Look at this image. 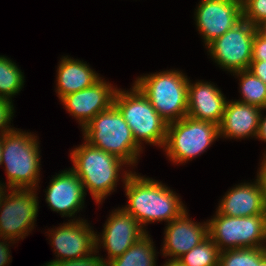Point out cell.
Masks as SVG:
<instances>
[{"label": "cell", "instance_id": "cell-9", "mask_svg": "<svg viewBox=\"0 0 266 266\" xmlns=\"http://www.w3.org/2000/svg\"><path fill=\"white\" fill-rule=\"evenodd\" d=\"M8 190L0 205V237L17 242L35 228L39 197L36 189Z\"/></svg>", "mask_w": 266, "mask_h": 266}, {"label": "cell", "instance_id": "cell-10", "mask_svg": "<svg viewBox=\"0 0 266 266\" xmlns=\"http://www.w3.org/2000/svg\"><path fill=\"white\" fill-rule=\"evenodd\" d=\"M255 34V26L242 19L206 46L208 55L224 71L234 73L248 69Z\"/></svg>", "mask_w": 266, "mask_h": 266}, {"label": "cell", "instance_id": "cell-21", "mask_svg": "<svg viewBox=\"0 0 266 266\" xmlns=\"http://www.w3.org/2000/svg\"><path fill=\"white\" fill-rule=\"evenodd\" d=\"M148 232L127 249L121 256L106 263V266H156V249Z\"/></svg>", "mask_w": 266, "mask_h": 266}, {"label": "cell", "instance_id": "cell-16", "mask_svg": "<svg viewBox=\"0 0 266 266\" xmlns=\"http://www.w3.org/2000/svg\"><path fill=\"white\" fill-rule=\"evenodd\" d=\"M185 210L179 217L167 223L164 230L163 257L178 260L182 255L199 245L208 235V220L204 223L194 222Z\"/></svg>", "mask_w": 266, "mask_h": 266}, {"label": "cell", "instance_id": "cell-31", "mask_svg": "<svg viewBox=\"0 0 266 266\" xmlns=\"http://www.w3.org/2000/svg\"><path fill=\"white\" fill-rule=\"evenodd\" d=\"M262 155L263 160L261 159L262 162L260 163V167L258 168L259 171L257 173L256 179L261 186L264 206L266 207V151Z\"/></svg>", "mask_w": 266, "mask_h": 266}, {"label": "cell", "instance_id": "cell-22", "mask_svg": "<svg viewBox=\"0 0 266 266\" xmlns=\"http://www.w3.org/2000/svg\"><path fill=\"white\" fill-rule=\"evenodd\" d=\"M239 79L241 99L236 101L266 110V84L248 69L237 71L233 76Z\"/></svg>", "mask_w": 266, "mask_h": 266}, {"label": "cell", "instance_id": "cell-20", "mask_svg": "<svg viewBox=\"0 0 266 266\" xmlns=\"http://www.w3.org/2000/svg\"><path fill=\"white\" fill-rule=\"evenodd\" d=\"M56 72V93L59 99L89 88L102 78L87 62L68 56L61 58Z\"/></svg>", "mask_w": 266, "mask_h": 266}, {"label": "cell", "instance_id": "cell-3", "mask_svg": "<svg viewBox=\"0 0 266 266\" xmlns=\"http://www.w3.org/2000/svg\"><path fill=\"white\" fill-rule=\"evenodd\" d=\"M39 149L38 137L31 132L14 128L2 136L1 165H5L8 189L38 190L41 169Z\"/></svg>", "mask_w": 266, "mask_h": 266}, {"label": "cell", "instance_id": "cell-6", "mask_svg": "<svg viewBox=\"0 0 266 266\" xmlns=\"http://www.w3.org/2000/svg\"><path fill=\"white\" fill-rule=\"evenodd\" d=\"M114 105L123 115L141 148L144 143L163 148L168 123L156 112L148 98L134 83L130 91L117 89Z\"/></svg>", "mask_w": 266, "mask_h": 266}, {"label": "cell", "instance_id": "cell-8", "mask_svg": "<svg viewBox=\"0 0 266 266\" xmlns=\"http://www.w3.org/2000/svg\"><path fill=\"white\" fill-rule=\"evenodd\" d=\"M215 213L208 220V235L220 251L266 247V214L231 217Z\"/></svg>", "mask_w": 266, "mask_h": 266}, {"label": "cell", "instance_id": "cell-27", "mask_svg": "<svg viewBox=\"0 0 266 266\" xmlns=\"http://www.w3.org/2000/svg\"><path fill=\"white\" fill-rule=\"evenodd\" d=\"M99 250L88 256L62 262H47L43 266H106V263L97 256Z\"/></svg>", "mask_w": 266, "mask_h": 266}, {"label": "cell", "instance_id": "cell-2", "mask_svg": "<svg viewBox=\"0 0 266 266\" xmlns=\"http://www.w3.org/2000/svg\"><path fill=\"white\" fill-rule=\"evenodd\" d=\"M73 162L70 168L81 180L85 193L89 191L99 205L108 195L115 191L117 182L126 181L131 170L124 171L120 177L122 166L128 165L119 157L89 145L86 141L70 151ZM129 171V172H128Z\"/></svg>", "mask_w": 266, "mask_h": 266}, {"label": "cell", "instance_id": "cell-33", "mask_svg": "<svg viewBox=\"0 0 266 266\" xmlns=\"http://www.w3.org/2000/svg\"><path fill=\"white\" fill-rule=\"evenodd\" d=\"M263 112L261 111L260 120H259V129L257 133V139H260L266 142V116H264Z\"/></svg>", "mask_w": 266, "mask_h": 266}, {"label": "cell", "instance_id": "cell-23", "mask_svg": "<svg viewBox=\"0 0 266 266\" xmlns=\"http://www.w3.org/2000/svg\"><path fill=\"white\" fill-rule=\"evenodd\" d=\"M24 74L10 58L0 55V97L12 101L24 86Z\"/></svg>", "mask_w": 266, "mask_h": 266}, {"label": "cell", "instance_id": "cell-17", "mask_svg": "<svg viewBox=\"0 0 266 266\" xmlns=\"http://www.w3.org/2000/svg\"><path fill=\"white\" fill-rule=\"evenodd\" d=\"M187 94V116L196 120L219 124L222 121L226 97L214 83L202 80L191 83Z\"/></svg>", "mask_w": 266, "mask_h": 266}, {"label": "cell", "instance_id": "cell-15", "mask_svg": "<svg viewBox=\"0 0 266 266\" xmlns=\"http://www.w3.org/2000/svg\"><path fill=\"white\" fill-rule=\"evenodd\" d=\"M52 177L45 189L46 203L52 211L60 213L61 217L77 220L74 218L75 214L83 209L87 195L81 180L70 168Z\"/></svg>", "mask_w": 266, "mask_h": 266}, {"label": "cell", "instance_id": "cell-19", "mask_svg": "<svg viewBox=\"0 0 266 266\" xmlns=\"http://www.w3.org/2000/svg\"><path fill=\"white\" fill-rule=\"evenodd\" d=\"M216 211L221 215L231 217L266 214L262 189L258 180L230 188L220 199Z\"/></svg>", "mask_w": 266, "mask_h": 266}, {"label": "cell", "instance_id": "cell-35", "mask_svg": "<svg viewBox=\"0 0 266 266\" xmlns=\"http://www.w3.org/2000/svg\"><path fill=\"white\" fill-rule=\"evenodd\" d=\"M7 189L8 188L6 187V183L0 182V205Z\"/></svg>", "mask_w": 266, "mask_h": 266}, {"label": "cell", "instance_id": "cell-29", "mask_svg": "<svg viewBox=\"0 0 266 266\" xmlns=\"http://www.w3.org/2000/svg\"><path fill=\"white\" fill-rule=\"evenodd\" d=\"M252 61H266V40L257 33L253 40Z\"/></svg>", "mask_w": 266, "mask_h": 266}, {"label": "cell", "instance_id": "cell-38", "mask_svg": "<svg viewBox=\"0 0 266 266\" xmlns=\"http://www.w3.org/2000/svg\"><path fill=\"white\" fill-rule=\"evenodd\" d=\"M2 136H0V166H1V158H2Z\"/></svg>", "mask_w": 266, "mask_h": 266}, {"label": "cell", "instance_id": "cell-11", "mask_svg": "<svg viewBox=\"0 0 266 266\" xmlns=\"http://www.w3.org/2000/svg\"><path fill=\"white\" fill-rule=\"evenodd\" d=\"M50 232V233H49ZM56 259L62 262L88 256L96 252V234L84 218L68 222L47 231Z\"/></svg>", "mask_w": 266, "mask_h": 266}, {"label": "cell", "instance_id": "cell-12", "mask_svg": "<svg viewBox=\"0 0 266 266\" xmlns=\"http://www.w3.org/2000/svg\"><path fill=\"white\" fill-rule=\"evenodd\" d=\"M195 24L206 47L243 19L241 0H201L195 9Z\"/></svg>", "mask_w": 266, "mask_h": 266}, {"label": "cell", "instance_id": "cell-24", "mask_svg": "<svg viewBox=\"0 0 266 266\" xmlns=\"http://www.w3.org/2000/svg\"><path fill=\"white\" fill-rule=\"evenodd\" d=\"M220 250L208 236L199 245L182 255L177 261L184 266H218Z\"/></svg>", "mask_w": 266, "mask_h": 266}, {"label": "cell", "instance_id": "cell-7", "mask_svg": "<svg viewBox=\"0 0 266 266\" xmlns=\"http://www.w3.org/2000/svg\"><path fill=\"white\" fill-rule=\"evenodd\" d=\"M218 138L217 124L185 116L168 124L163 150L170 161L183 164L206 152Z\"/></svg>", "mask_w": 266, "mask_h": 266}, {"label": "cell", "instance_id": "cell-18", "mask_svg": "<svg viewBox=\"0 0 266 266\" xmlns=\"http://www.w3.org/2000/svg\"><path fill=\"white\" fill-rule=\"evenodd\" d=\"M261 111L259 107L250 104L236 100L227 101L222 121L218 126L219 138L257 139Z\"/></svg>", "mask_w": 266, "mask_h": 266}, {"label": "cell", "instance_id": "cell-30", "mask_svg": "<svg viewBox=\"0 0 266 266\" xmlns=\"http://www.w3.org/2000/svg\"><path fill=\"white\" fill-rule=\"evenodd\" d=\"M10 243L14 244L16 242L11 239L0 237V266H8L10 264V261L12 259L9 251Z\"/></svg>", "mask_w": 266, "mask_h": 266}, {"label": "cell", "instance_id": "cell-1", "mask_svg": "<svg viewBox=\"0 0 266 266\" xmlns=\"http://www.w3.org/2000/svg\"><path fill=\"white\" fill-rule=\"evenodd\" d=\"M131 172L124 182L128 202L122 208L146 231L147 224L179 217L186 207L180 197L162 182Z\"/></svg>", "mask_w": 266, "mask_h": 266}, {"label": "cell", "instance_id": "cell-13", "mask_svg": "<svg viewBox=\"0 0 266 266\" xmlns=\"http://www.w3.org/2000/svg\"><path fill=\"white\" fill-rule=\"evenodd\" d=\"M103 228L101 235L96 234V251L101 246L107 251L105 259L100 256L105 263L121 256L148 232L131 214L119 207L112 210Z\"/></svg>", "mask_w": 266, "mask_h": 266}, {"label": "cell", "instance_id": "cell-28", "mask_svg": "<svg viewBox=\"0 0 266 266\" xmlns=\"http://www.w3.org/2000/svg\"><path fill=\"white\" fill-rule=\"evenodd\" d=\"M14 112L13 102L0 97V136L14 129L10 127Z\"/></svg>", "mask_w": 266, "mask_h": 266}, {"label": "cell", "instance_id": "cell-34", "mask_svg": "<svg viewBox=\"0 0 266 266\" xmlns=\"http://www.w3.org/2000/svg\"><path fill=\"white\" fill-rule=\"evenodd\" d=\"M256 33L266 40V20L255 25Z\"/></svg>", "mask_w": 266, "mask_h": 266}, {"label": "cell", "instance_id": "cell-32", "mask_svg": "<svg viewBox=\"0 0 266 266\" xmlns=\"http://www.w3.org/2000/svg\"><path fill=\"white\" fill-rule=\"evenodd\" d=\"M248 70L266 84V61H251Z\"/></svg>", "mask_w": 266, "mask_h": 266}, {"label": "cell", "instance_id": "cell-37", "mask_svg": "<svg viewBox=\"0 0 266 266\" xmlns=\"http://www.w3.org/2000/svg\"><path fill=\"white\" fill-rule=\"evenodd\" d=\"M255 266H266V253L258 260V262H255Z\"/></svg>", "mask_w": 266, "mask_h": 266}, {"label": "cell", "instance_id": "cell-14", "mask_svg": "<svg viewBox=\"0 0 266 266\" xmlns=\"http://www.w3.org/2000/svg\"><path fill=\"white\" fill-rule=\"evenodd\" d=\"M116 91L117 87L101 78L93 86L70 93L60 101L65 110L76 118L82 130L98 113L114 104Z\"/></svg>", "mask_w": 266, "mask_h": 266}, {"label": "cell", "instance_id": "cell-4", "mask_svg": "<svg viewBox=\"0 0 266 266\" xmlns=\"http://www.w3.org/2000/svg\"><path fill=\"white\" fill-rule=\"evenodd\" d=\"M81 131L89 145L119 157L128 164L127 167L138 163L143 149L136 143L130 127L114 104L98 113Z\"/></svg>", "mask_w": 266, "mask_h": 266}, {"label": "cell", "instance_id": "cell-26", "mask_svg": "<svg viewBox=\"0 0 266 266\" xmlns=\"http://www.w3.org/2000/svg\"><path fill=\"white\" fill-rule=\"evenodd\" d=\"M243 19L253 26L266 20V0H241Z\"/></svg>", "mask_w": 266, "mask_h": 266}, {"label": "cell", "instance_id": "cell-36", "mask_svg": "<svg viewBox=\"0 0 266 266\" xmlns=\"http://www.w3.org/2000/svg\"><path fill=\"white\" fill-rule=\"evenodd\" d=\"M167 260L162 266H184L177 260H169V259Z\"/></svg>", "mask_w": 266, "mask_h": 266}, {"label": "cell", "instance_id": "cell-5", "mask_svg": "<svg viewBox=\"0 0 266 266\" xmlns=\"http://www.w3.org/2000/svg\"><path fill=\"white\" fill-rule=\"evenodd\" d=\"M134 84L168 124L187 116L189 79L181 70L169 69L138 76Z\"/></svg>", "mask_w": 266, "mask_h": 266}, {"label": "cell", "instance_id": "cell-25", "mask_svg": "<svg viewBox=\"0 0 266 266\" xmlns=\"http://www.w3.org/2000/svg\"><path fill=\"white\" fill-rule=\"evenodd\" d=\"M266 247L237 248L220 251L218 266H255Z\"/></svg>", "mask_w": 266, "mask_h": 266}]
</instances>
